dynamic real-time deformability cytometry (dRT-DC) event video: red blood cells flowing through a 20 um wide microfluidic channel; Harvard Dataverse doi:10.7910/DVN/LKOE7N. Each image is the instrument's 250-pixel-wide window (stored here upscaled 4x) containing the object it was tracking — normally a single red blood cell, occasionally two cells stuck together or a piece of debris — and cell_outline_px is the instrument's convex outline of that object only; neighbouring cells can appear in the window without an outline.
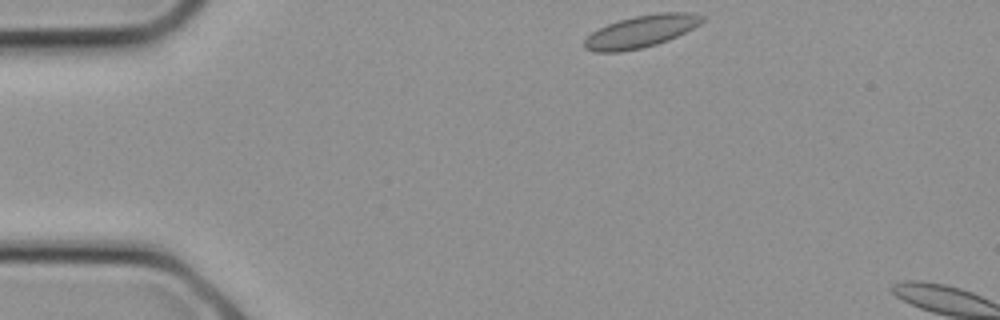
{"species": "common noctule bat (a hibernating species)", "species_latin": "Nyctalus noctula", "temperature_condition": "cold", "stored_images_in_passage": 3, "camera_frame_rate_fps": 3000, "um_per_image_px": 0.085, "animal": {"sex": "female", "body_mass_g": 21.9}, "frame": {"image": 1, "passage_image": 1, "time_ms": 0.0, "image_size_px": [1000, 320], "cell_outline_px": [[704, 20], [700, 24], [668, 40], [656, 44], [640, 48], [620, 52], [596, 52], [584, 48], [584, 40], [592, 32], [608, 24], [620, 20], [636, 16], [660, 12], [692, 12], [704, 16]], "centroid_in_image_um": [54.5, 2.66], "position_along_channel_um": 30.5, "area_um2": 21.85}}